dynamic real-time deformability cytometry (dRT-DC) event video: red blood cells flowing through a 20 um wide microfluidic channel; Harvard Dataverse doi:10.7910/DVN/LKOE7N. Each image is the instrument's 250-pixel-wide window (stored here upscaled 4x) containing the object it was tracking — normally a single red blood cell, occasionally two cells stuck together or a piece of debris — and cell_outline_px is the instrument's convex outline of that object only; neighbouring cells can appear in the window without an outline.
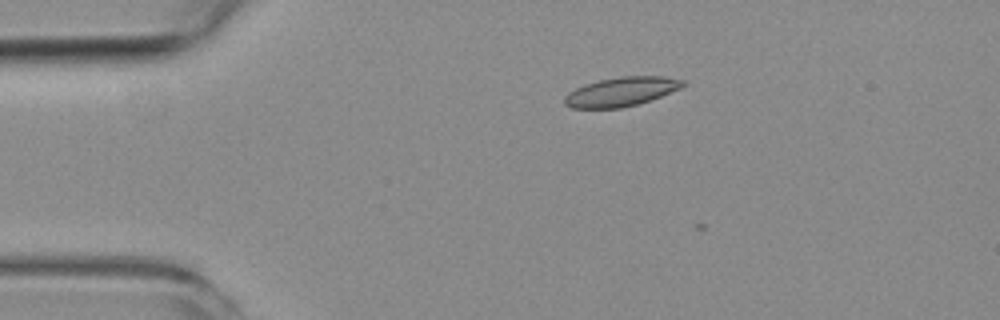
{"species": "common noctule bat (a hibernating species)", "species_latin": "Nyctalus noctula", "temperature_condition": "room temperature", "stored_images_in_passage": 5, "camera_frame_rate_fps": 3000, "um_per_image_px": 0.085, "animal": {"sex": "female", "body_mass_g": 19.3, "forearm_length_mm": 54.1}, "frame": {"image": 1, "passage_image": 4, "time_ms": 3.333, "image_size_px": [1000, 320], "cell_outline_px": [[684, 84], [680, 88], [660, 96], [636, 104], [620, 108], [572, 108], [564, 104], [564, 96], [568, 92], [584, 84], [600, 80], [620, 76], [664, 76], [684, 80]], "centroid_in_image_um": [52.76, 7.79], "position_along_channel_um": 32.2, "area_um2": 19.88}}